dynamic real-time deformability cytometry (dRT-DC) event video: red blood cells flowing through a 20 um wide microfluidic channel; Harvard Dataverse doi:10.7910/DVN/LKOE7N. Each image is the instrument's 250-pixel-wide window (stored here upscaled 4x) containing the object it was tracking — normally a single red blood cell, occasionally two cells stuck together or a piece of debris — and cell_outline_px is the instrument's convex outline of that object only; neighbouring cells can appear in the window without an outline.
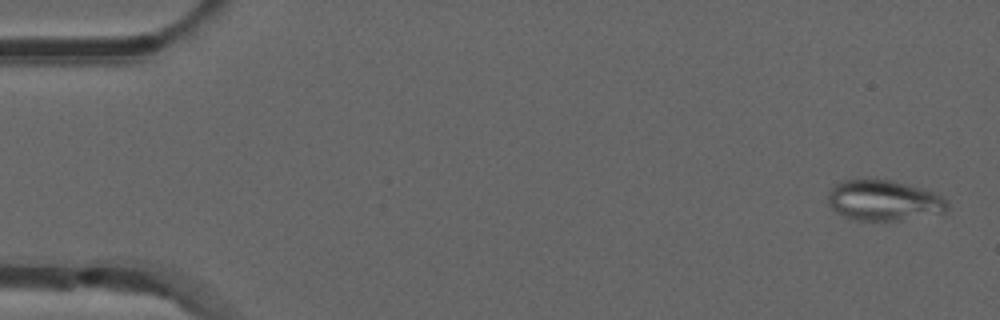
{"species": "common noctule bat (a hibernating species)", "species_latin": "Nyctalus noctula", "temperature_condition": "room temperature", "stored_images_in_passage": 52, "camera_frame_rate_fps": 3000, "um_per_image_px": 0.085, "animal": {"sex": "male", "forearm_length_mm": 52.5}, "frame": {"image": 1, "passage_image": 2, "time_ms": 0.333, "image_size_px": [1000, 320], "cell_outline_px": [[948, 208], [944, 212], [900, 220], [852, 220], [836, 212], [828, 204], [828, 192], [836, 184], [844, 180], [892, 180], [924, 188], [948, 200]], "centroid_in_image_um": [75.11, 17.04], "position_along_channel_um": 9.9, "area_um2": 28.03}}
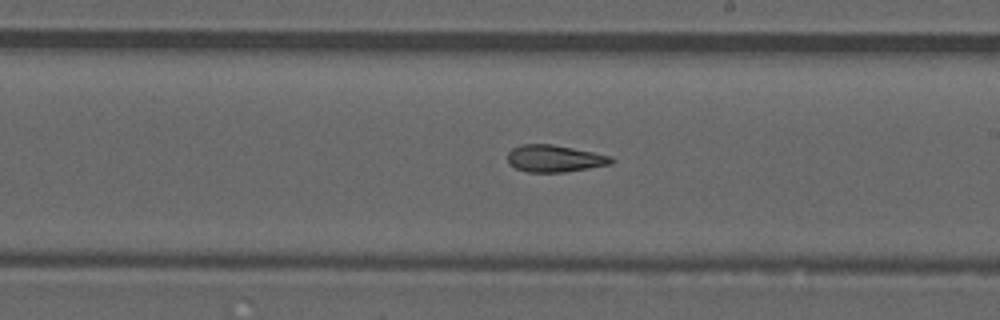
{"frame": {"image": 2, "passage_image": 30, "time_ms": 9.667, "image_size_px": [1000, 320], "cell_outline_px": [[616, 160], [612, 164], [564, 172], [528, 172], [516, 168], [508, 164], [508, 152], [512, 148], [520, 144], [552, 144], [612, 156]], "centroid_in_image_um": [47.14, 13.47], "position_along_channel_um": 241.9, "area_um2": 16.36}}
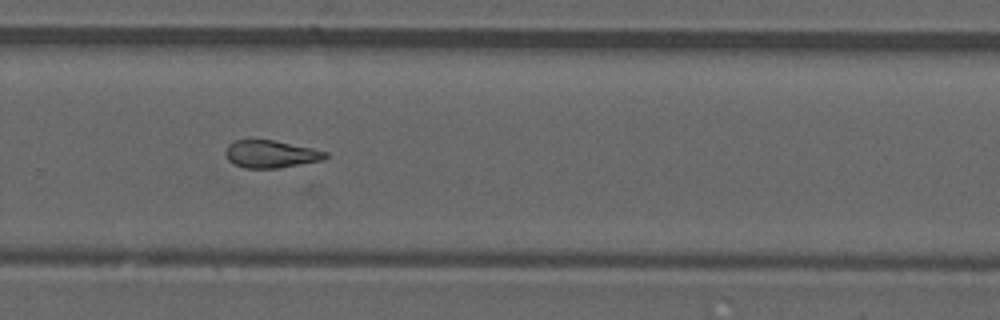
{"frame": {"image": 3, "passage_image": 35, "time_ms": 11.333, "image_size_px": [1000, 320], "cell_outline_px": [[328, 156], [324, 160], [276, 168], [244, 168], [228, 160], [224, 152], [228, 144], [236, 140], [272, 140], [312, 148], [328, 152]], "centroid_in_image_um": [23.02, 13.09], "position_along_channel_um": 306.8, "area_um2": 15.9}, "authors_computed_cell_mechanics": {"area_um2": 16.9932, "velocity_mm_per_s": 3.9091, "shape_relaxation_time_tau1_ms": null, "shape_relaxation_time_tau2_ms": 3.318, "deformation_change_tau1": null, "deformation_change_tau2": 0.1223}}